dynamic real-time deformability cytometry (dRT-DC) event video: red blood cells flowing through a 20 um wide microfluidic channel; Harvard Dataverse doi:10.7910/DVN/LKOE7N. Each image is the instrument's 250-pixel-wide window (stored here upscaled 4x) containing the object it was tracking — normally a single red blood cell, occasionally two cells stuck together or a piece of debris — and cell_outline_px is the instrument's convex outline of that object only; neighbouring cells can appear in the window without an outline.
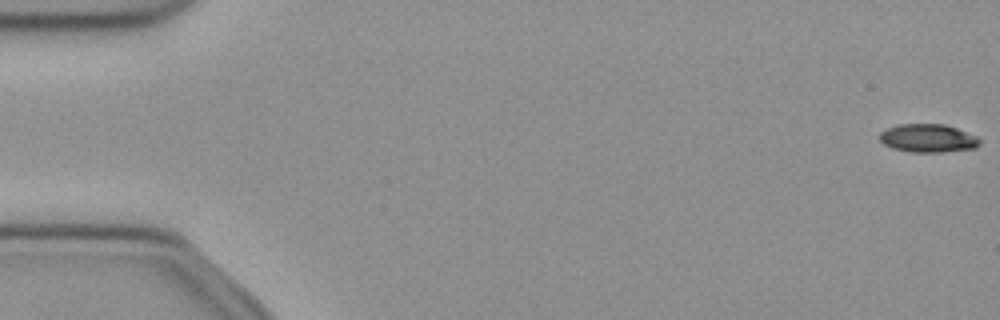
{"species": "common noctule bat (a hibernating species)", "species_latin": "Nyctalus noctula", "temperature_condition": "cold", "stored_images_in_passage": 53, "camera_frame_rate_fps": 3000, "um_per_image_px": 0.085, "animal": {"sex": "female", "body_mass_g": 21.9}, "frame": {"image": 1, "passage_image": 1, "time_ms": 0.0, "image_size_px": [1000, 320], "cell_outline_px": [[980, 144], [976, 148], [944, 152], [912, 152], [892, 148], [884, 144], [880, 140], [880, 132], [896, 124], [944, 124], [956, 128], [976, 136], [980, 140]], "centroid_in_image_um": [78.88, 11.75], "position_along_channel_um": 6.1, "area_um2": 16.47}}
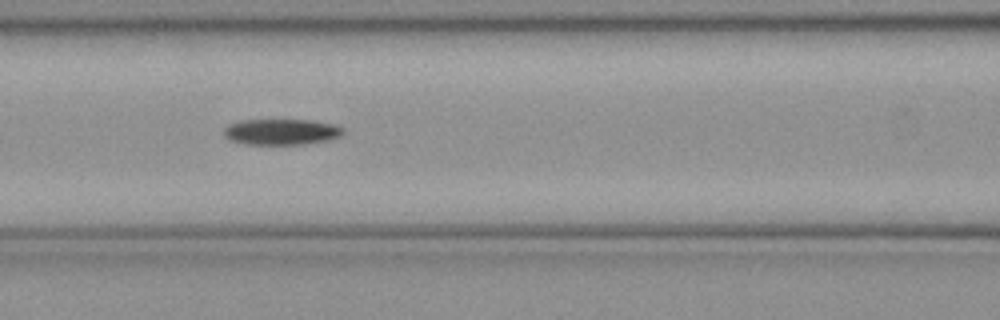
{"frame": {"image": 2, "passage_image": 23, "time_ms": 7.333, "image_size_px": [1000, 320], "cell_outline_px": [[344, 132], [340, 136], [328, 140], [304, 144], [244, 144], [228, 140], [224, 136], [224, 128], [228, 124], [240, 120], [312, 120], [332, 124], [344, 128]], "centroid_in_image_um": [23.88, 11.2], "position_along_channel_um": 142.7, "area_um2": 18.09}}
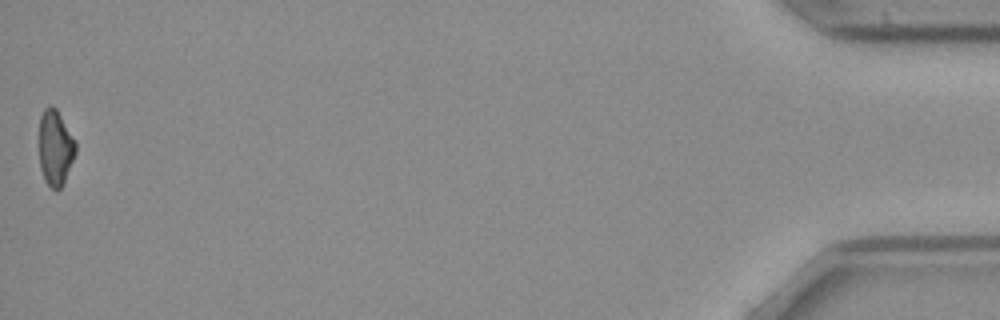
{"frame": {"image": 3, "passage_image": 53, "time_ms": 17.333, "image_size_px": [1000, 320], "cell_outline_px": [[76, 152], [64, 184], [60, 188], [52, 188], [44, 180], [40, 168], [40, 116], [44, 108], [48, 104], [52, 104], [56, 108], [76, 140]], "centroid_in_image_um": [4.72, 12.53], "position_along_channel_um": 430.5, "area_um2": 16.18}}